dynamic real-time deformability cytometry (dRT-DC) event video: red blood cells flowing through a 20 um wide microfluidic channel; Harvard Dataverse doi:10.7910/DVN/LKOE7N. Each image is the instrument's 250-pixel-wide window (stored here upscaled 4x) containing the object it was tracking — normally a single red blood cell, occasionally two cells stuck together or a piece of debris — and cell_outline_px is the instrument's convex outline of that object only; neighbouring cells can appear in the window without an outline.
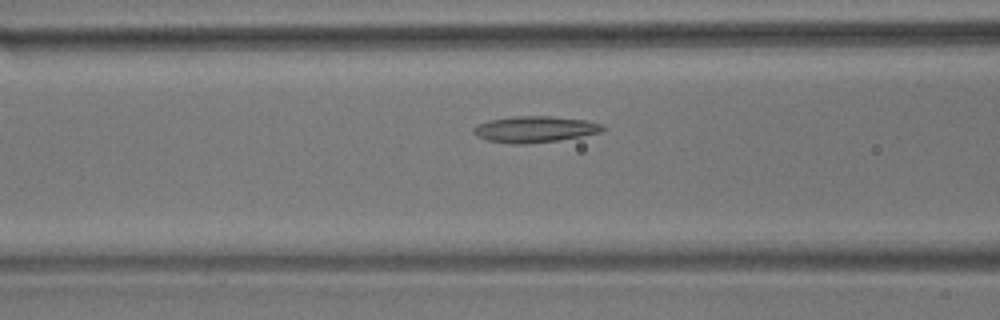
{"species": "common noctule bat (a hibernating species)", "species_latin": "Nyctalus noctula", "temperature_condition": "room temperature", "stored_images_in_passage": 47, "camera_frame_rate_fps": 3000, "um_per_image_px": 0.085, "animal": {"sex": "male", "body_mass_g": 17.9}, "frame": {"image": 1, "passage_image": 13, "time_ms": 4.0, "image_size_px": [1000, 320], "cell_outline_px": [[608, 128], [600, 132], [560, 140], [528, 144], [512, 144], [488, 140], [476, 136], [472, 132], [472, 128], [476, 124], [488, 120], [512, 116], [552, 116], [584, 120], [604, 124]], "centroid_in_image_um": [45.44, 10.98], "position_along_channel_um": 121.2, "area_um2": 20.0}}
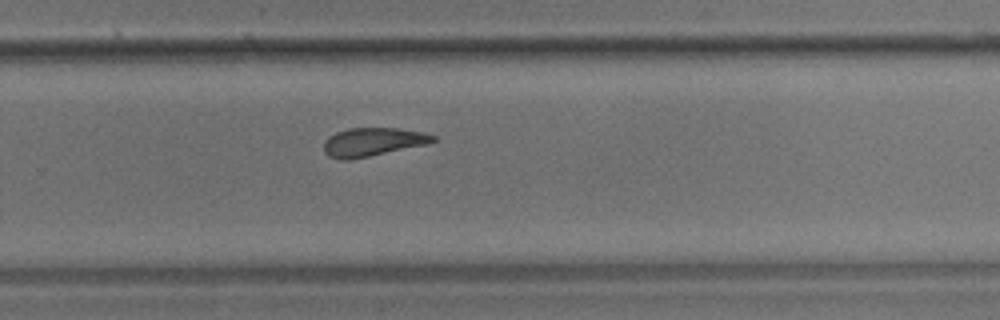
{"frame": {"image": 2, "passage_image": 28, "time_ms": 9.0, "image_size_px": [1000, 320], "cell_outline_px": [[436, 140], [424, 144], [368, 156], [348, 160], [340, 160], [328, 156], [324, 152], [324, 140], [328, 136], [336, 132], [348, 128], [396, 128], [424, 132], [436, 136]], "centroid_in_image_um": [31.62, 12.05], "position_along_channel_um": 298.2, "area_um2": 17.92}}
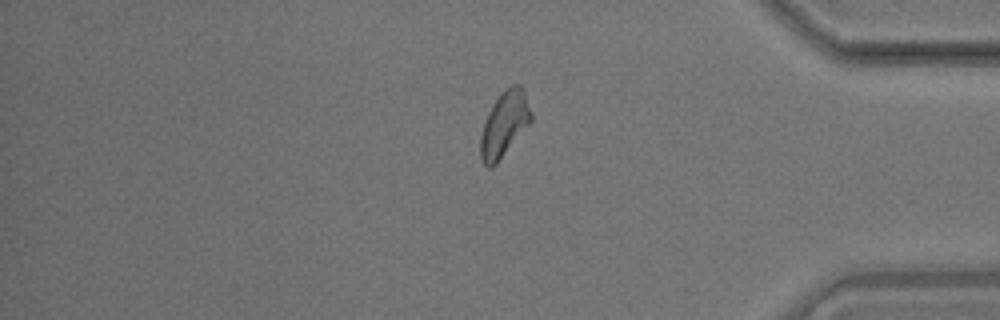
{"frame": {"image": 3, "passage_image": 38, "time_ms": 12.333, "image_size_px": [1000, 320], "cell_outline_px": [[532, 120], [496, 164], [492, 168], [488, 168], [484, 164], [480, 156], [480, 136], [488, 112], [492, 104], [500, 92], [504, 88], [512, 84], [520, 84], [524, 92], [532, 112]], "centroid_in_image_um": [42.86, 10.53], "position_along_channel_um": 392.3, "area_um2": 19.19}, "authors_computed_cell_mechanics": {"area_um2": 18.7272, "velocity_mm_per_s": 3.5466, "shape_relaxation_time_tau1_ms": 7.4292, "shape_relaxation_time_tau2_ms": 4.2762, "deformation_change_tau1": 0.161, "deformation_change_tau2": 0.1324}}